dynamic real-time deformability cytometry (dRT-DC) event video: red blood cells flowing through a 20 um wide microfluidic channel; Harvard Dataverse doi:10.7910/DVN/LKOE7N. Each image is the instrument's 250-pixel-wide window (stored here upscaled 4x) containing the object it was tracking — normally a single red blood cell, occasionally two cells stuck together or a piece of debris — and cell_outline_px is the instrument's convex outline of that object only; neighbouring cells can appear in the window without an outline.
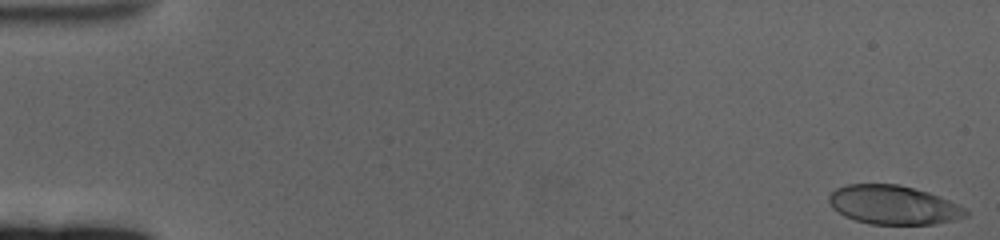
{"species": "human", "species_latin": "Homo sapiens", "temperature_condition": "cold", "stored_images_in_passage": 60, "camera_frame_rate_fps": 3000, "um_per_image_px": 0.085, "donor": {"sex": "female"}, "frame": {"image": 1, "passage_image": 1, "time_ms": 0.0, "image_size_px": [1000, 240], "cell_outline_px": [[968, 216], [936, 224], [868, 224], [844, 216], [832, 208], [828, 200], [828, 196], [836, 188], [848, 184], [896, 184], [928, 192], [948, 200], [964, 208], [968, 212]], "centroid_in_image_um": [75.9, 17.42], "position_along_channel_um": 9.1, "area_um2": 30.87}}
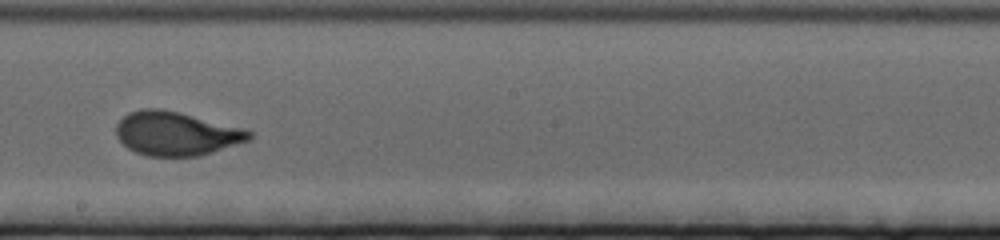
{"frame": {"image": 2, "passage_image": 35, "time_ms": 11.333, "image_size_px": [1000, 240], "cell_outline_px": [[252, 136], [248, 140], [200, 156], [148, 156], [136, 152], [128, 148], [116, 136], [116, 124], [128, 112], [140, 108], [160, 108], [180, 112], [244, 128], [252, 132]], "centroid_in_image_um": [14.95, 11.34], "position_along_channel_um": 233.2, "area_um2": 33.99}}
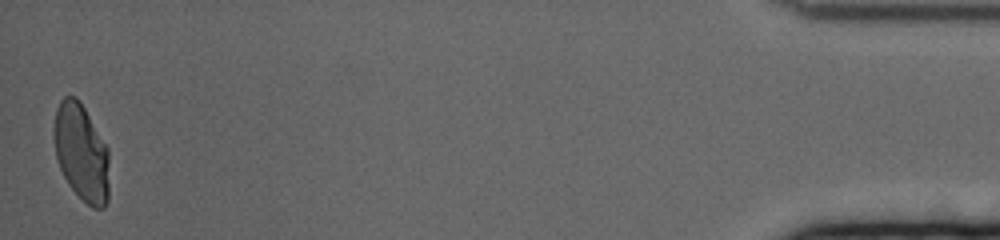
{"frame": {"image": 3, "passage_image": 60, "time_ms": 19.667, "image_size_px": [1000, 240], "cell_outline_px": [[108, 200], [104, 208], [92, 208], [68, 184], [56, 160], [52, 132], [56, 108], [60, 100], [64, 96], [76, 96], [80, 100], [108, 148]], "centroid_in_image_um": [6.89, 12.92], "position_along_channel_um": 428.3, "area_um2": 31.5}, "authors_computed_cell_mechanics": {"area_um2": 32.8882, "velocity_mm_per_s": 3.3577, "shape_relaxation_time_tau1_ms": 5.3217, "shape_relaxation_time_tau2_ms": null, "deformation_change_tau1": 0.199, "deformation_change_tau2": null}}